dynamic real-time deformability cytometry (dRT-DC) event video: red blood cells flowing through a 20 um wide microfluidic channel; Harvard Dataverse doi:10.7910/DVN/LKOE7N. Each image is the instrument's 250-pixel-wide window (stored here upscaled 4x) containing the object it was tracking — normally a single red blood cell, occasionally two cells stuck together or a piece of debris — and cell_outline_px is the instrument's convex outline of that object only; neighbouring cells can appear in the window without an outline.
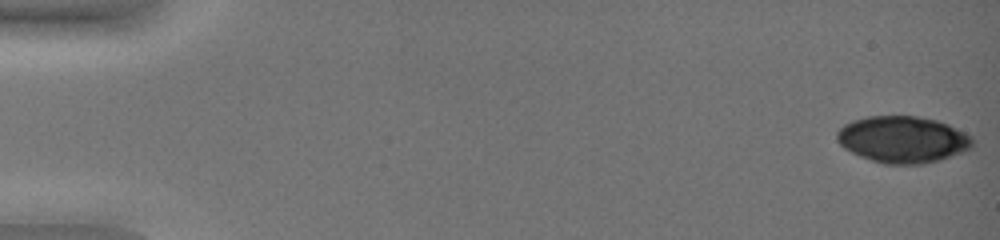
{"species": "common noctule bat (a hibernating species)", "species_latin": "Nyctalus noctula", "temperature_condition": "warm", "stored_images_in_passage": 21, "camera_frame_rate_fps": 3000, "um_per_image_px": 0.085, "animal": {"sex": "female", "body_mass_g": 19.0, "forearm_length_mm": 51.5}, "frame": {"image": 1, "passage_image": 1, "time_ms": 0.0, "image_size_px": [1000, 240], "cell_outline_px": [[972, 148], [940, 160], [924, 164], [884, 164], [860, 156], [844, 148], [836, 140], [836, 132], [844, 124], [852, 120], [868, 116], [916, 116], [936, 120], [948, 124], [972, 136]], "centroid_in_image_um": [76.71, 11.85], "position_along_channel_um": 8.3, "area_um2": 36.88}}
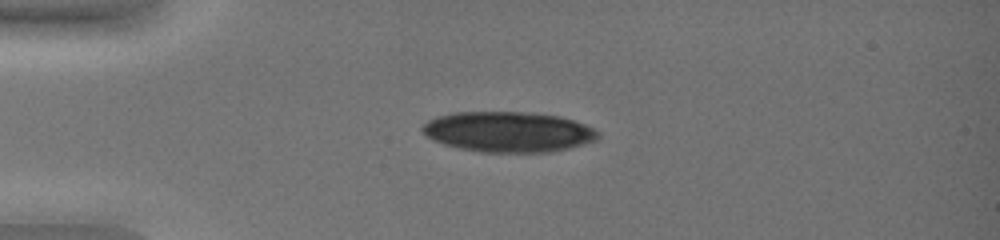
{"frame": {"image": 2, "passage_image": 14, "time_ms": 4.333, "image_size_px": [1000, 240], "cell_outline_px": [[600, 136], [596, 140], [568, 148], [552, 152], [480, 152], [456, 148], [432, 140], [420, 128], [420, 124], [436, 116], [456, 112], [532, 112], [560, 116], [596, 128], [600, 132]], "centroid_in_image_um": [43.19, 11.2], "position_along_channel_um": 41.8, "area_um2": 41.73}}